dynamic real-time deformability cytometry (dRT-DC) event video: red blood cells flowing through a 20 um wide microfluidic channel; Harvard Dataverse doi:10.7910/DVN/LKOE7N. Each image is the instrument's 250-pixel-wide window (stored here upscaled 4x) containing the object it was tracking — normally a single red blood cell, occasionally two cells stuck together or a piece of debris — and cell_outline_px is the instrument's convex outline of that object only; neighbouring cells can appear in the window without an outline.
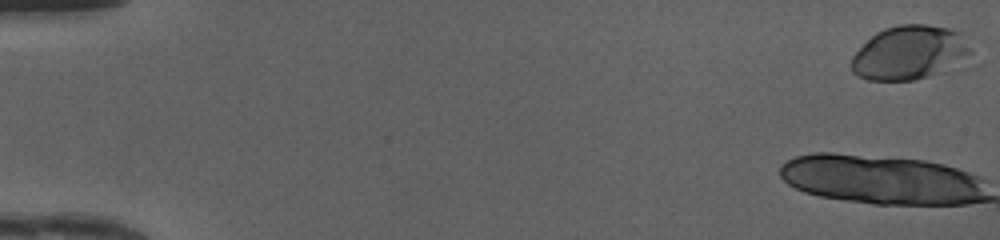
{"species": "human", "species_latin": "Homo sapiens", "temperature_condition": "cold", "stored_images_in_passage": 48, "camera_frame_rate_fps": 3000, "um_per_image_px": 0.085, "donor": {"sex": "female"}, "frame": {"image": 1, "passage_image": 1, "time_ms": 0.0, "image_size_px": [1000, 240], "cell_outline_px": [[980, 64], [976, 68], [916, 80], [868, 80], [852, 72], [852, 56], [876, 32], [884, 28], [900, 24], [924, 24], [948, 28], [960, 32], [972, 48]], "centroid_in_image_um": [77.64, 4.55], "position_along_channel_um": 7.4, "area_um2": 40.17}}
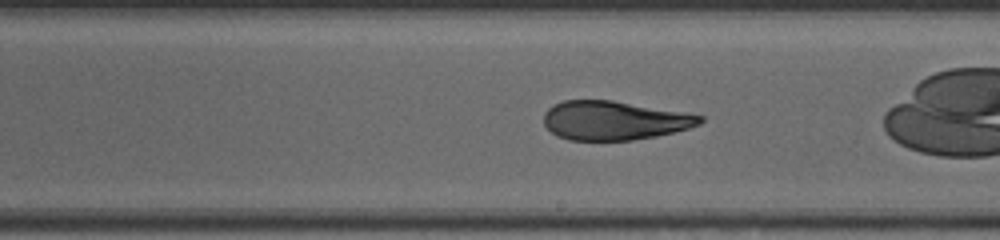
{"frame": {"image": 2, "passage_image": 28, "time_ms": 9.0, "image_size_px": [1000, 240], "cell_outline_px": [[704, 120], [700, 124], [688, 128], [656, 136], [632, 140], [568, 140], [556, 136], [544, 124], [544, 112], [552, 104], [564, 100], [612, 100], [688, 112], [704, 116]], "centroid_in_image_um": [52.21, 10.23], "position_along_channel_um": 236.8, "area_um2": 35.72}}
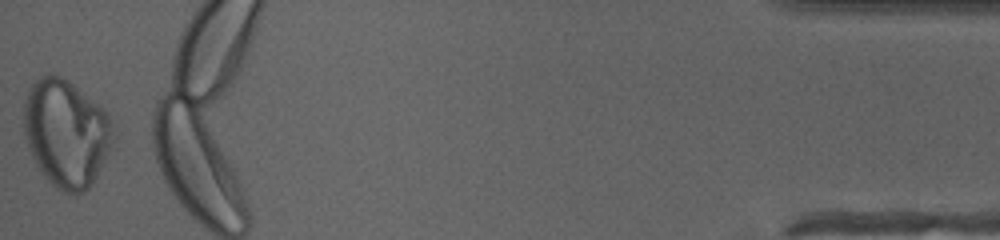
{"frame": {"image": 3, "passage_image": 48, "time_ms": 15.667, "image_size_px": [1000, 240], "cell_outline_px": [[116, 136], [92, 184], [84, 192], [60, 192], [44, 176], [36, 164], [28, 148], [24, 136], [24, 100], [32, 84], [40, 76], [48, 72], [60, 76], [68, 80], [108, 112], [116, 132]], "centroid_in_image_um": [5.63, 11.3], "position_along_channel_um": 429.6, "area_um2": 56.18}, "authors_computed_cell_mechanics": {"area_um2": 44.7083, "velocity_mm_per_s": 4.213, "shape_relaxation_time_tau1_ms": null, "shape_relaxation_time_tau2_ms": 1.3679, "deformation_change_tau1": null, "deformation_change_tau2": 0.0719}}